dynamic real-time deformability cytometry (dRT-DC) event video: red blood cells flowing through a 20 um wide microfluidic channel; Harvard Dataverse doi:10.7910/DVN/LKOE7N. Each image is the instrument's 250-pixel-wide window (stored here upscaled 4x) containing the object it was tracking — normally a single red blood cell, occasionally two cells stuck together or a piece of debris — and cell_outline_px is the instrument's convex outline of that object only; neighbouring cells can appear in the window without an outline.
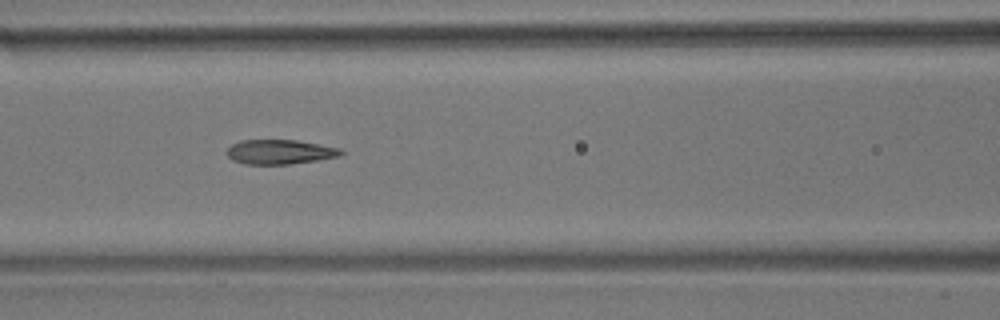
{"species": "common noctule bat (a hibernating species)", "species_latin": "Nyctalus noctula", "temperature_condition": "room temperature", "stored_images_in_passage": 15, "camera_frame_rate_fps": 3000, "um_per_image_px": 0.085, "animal": {"sex": "male", "body_mass_g": 17.9}, "frame": {"image": 1, "passage_image": 7, "time_ms": 2.0, "image_size_px": [1000, 320], "cell_outline_px": [[344, 152], [340, 156], [292, 164], [244, 164], [232, 160], [224, 152], [232, 144], [240, 140], [296, 140], [340, 148]], "centroid_in_image_um": [23.75, 12.91], "position_along_channel_um": 142.9, "area_um2": 16.36}}
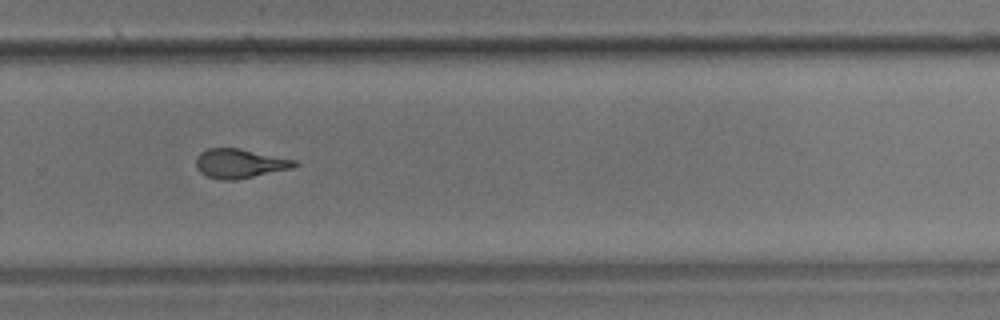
{"frame": {"image": 2, "passage_image": 11, "time_ms": 3.333, "image_size_px": [1000, 320], "cell_outline_px": [[300, 164], [292, 168], [236, 180], [220, 180], [208, 176], [200, 172], [196, 168], [196, 156], [200, 152], [208, 148], [240, 148], [296, 160]], "centroid_in_image_um": [20.37, 13.89], "position_along_channel_um": 309.4, "area_um2": 16.88}}
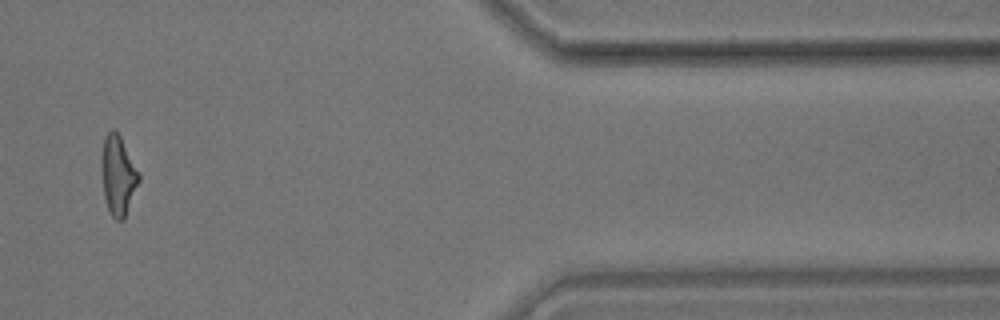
{"frame": {"image": 3, "passage_image": 13, "time_ms": 4.0, "image_size_px": [1000, 320], "cell_outline_px": [[140, 180], [124, 220], [116, 220], [112, 216], [108, 208], [104, 196], [100, 168], [100, 156], [104, 136], [112, 128], [120, 136], [140, 176]], "centroid_in_image_um": [10.0, 14.9], "position_along_channel_um": 401.4, "area_um2": 17.34}}